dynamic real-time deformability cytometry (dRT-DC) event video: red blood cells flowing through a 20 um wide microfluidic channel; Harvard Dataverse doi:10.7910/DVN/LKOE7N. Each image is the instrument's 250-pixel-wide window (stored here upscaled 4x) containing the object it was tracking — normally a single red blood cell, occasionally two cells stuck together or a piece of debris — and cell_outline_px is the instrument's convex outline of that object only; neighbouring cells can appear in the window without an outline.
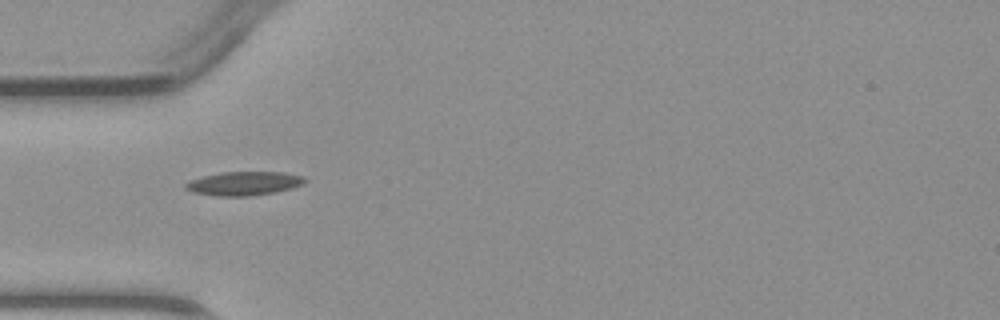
{"species": "common noctule bat (a hibernating species)", "species_latin": "Nyctalus noctula", "temperature_condition": "warm", "stored_images_in_passage": 1, "camera_frame_rate_fps": 3000, "um_per_image_px": 0.085, "animal": {"sex": "male", "body_mass_g": 23.1, "forearm_length_mm": 52.7}, "frame": {"image": 1, "passage_image": 1, "time_ms": 0.0, "image_size_px": [1000, 320], "cell_outline_px": [[308, 180], [304, 184], [292, 188], [276, 192], [248, 196], [216, 196], [192, 192], [184, 188], [184, 184], [188, 180], [220, 172], [284, 172], [304, 176]], "centroid_in_image_um": [20.74, 15.59], "position_along_channel_um": 64.3, "area_um2": 16.76}}